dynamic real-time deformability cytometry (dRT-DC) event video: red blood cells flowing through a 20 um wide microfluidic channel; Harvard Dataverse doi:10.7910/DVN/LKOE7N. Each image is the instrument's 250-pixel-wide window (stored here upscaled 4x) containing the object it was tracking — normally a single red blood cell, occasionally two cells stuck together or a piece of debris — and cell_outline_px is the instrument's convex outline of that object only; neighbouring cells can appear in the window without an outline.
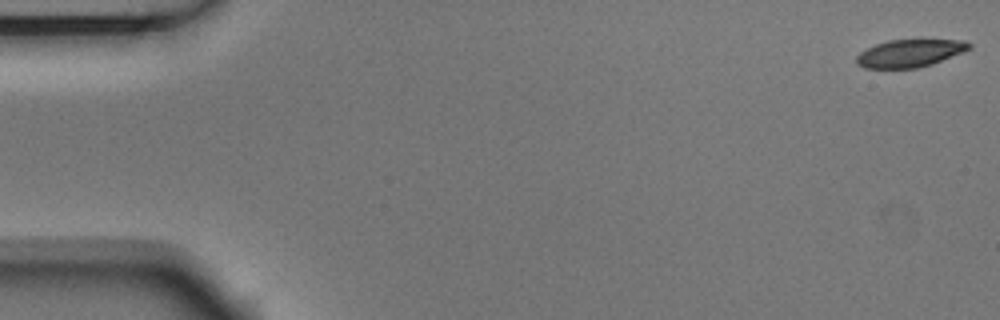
{"species": "Egyptian fruit bat (a non-hibernating species)", "species_latin": "Rousettus aegyptiacus", "temperature_condition": "room temperature", "stored_images_in_passage": 54, "camera_frame_rate_fps": 3000, "um_per_image_px": 0.085, "animal": {"sex": "male"}, "frame": {"image": 1, "passage_image": 1, "time_ms": 0.0, "image_size_px": [1000, 320], "cell_outline_px": [[972, 48], [964, 52], [932, 64], [916, 68], [864, 68], [856, 64], [856, 56], [860, 52], [876, 44], [888, 40], [964, 40], [972, 44]], "centroid_in_image_um": [77.35, 4.53], "position_along_channel_um": 7.7, "area_um2": 18.15}}
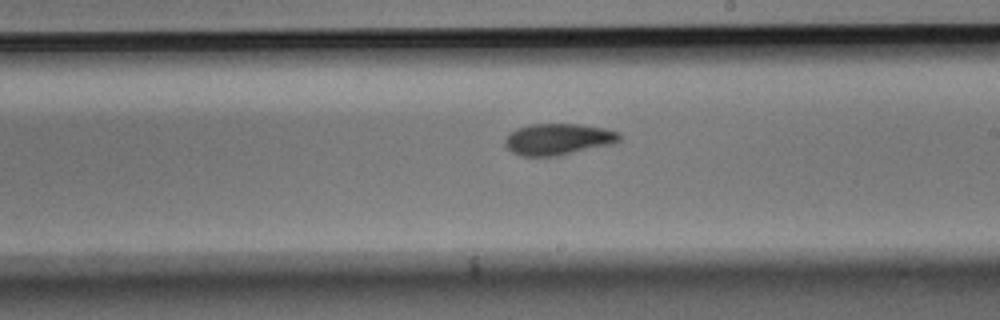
{"frame": {"image": 2, "passage_image": 31, "time_ms": 10.0, "image_size_px": [1000, 320], "cell_outline_px": [[620, 140], [612, 144], [556, 156], [520, 156], [512, 152], [504, 144], [504, 140], [516, 128], [528, 124], [576, 124], [604, 128], [620, 132]], "centroid_in_image_um": [47.43, 11.83], "position_along_channel_um": 241.6, "area_um2": 20.87}}
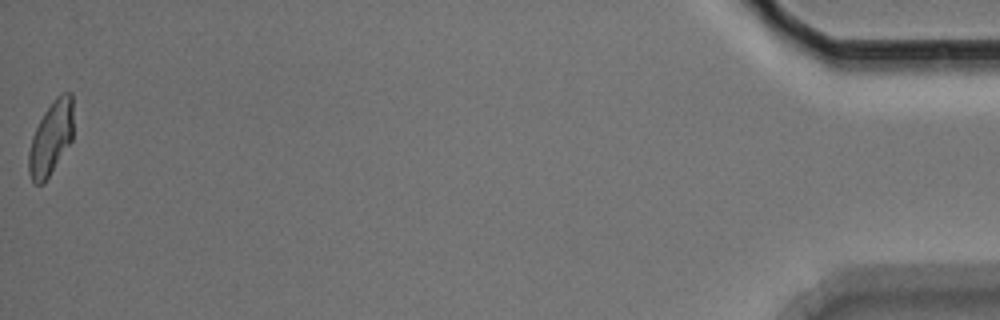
{"frame": {"image": 3, "passage_image": 54, "time_ms": 17.667, "image_size_px": [1000, 320], "cell_outline_px": [[72, 140], [44, 184], [32, 184], [28, 172], [28, 152], [32, 136], [44, 112], [52, 100], [60, 92], [72, 92]], "centroid_in_image_um": [4.31, 11.75], "position_along_channel_um": 430.9, "area_um2": 19.31}, "authors_computed_cell_mechanics": {"area_um2": 20.3745, "velocity_mm_per_s": 3.7378, "shape_relaxation_time_tau1_ms": 5.1846, "shape_relaxation_time_tau2_ms": 3.3742, "deformation_change_tau1": 0.1441, "deformation_change_tau2": 0.0856}}